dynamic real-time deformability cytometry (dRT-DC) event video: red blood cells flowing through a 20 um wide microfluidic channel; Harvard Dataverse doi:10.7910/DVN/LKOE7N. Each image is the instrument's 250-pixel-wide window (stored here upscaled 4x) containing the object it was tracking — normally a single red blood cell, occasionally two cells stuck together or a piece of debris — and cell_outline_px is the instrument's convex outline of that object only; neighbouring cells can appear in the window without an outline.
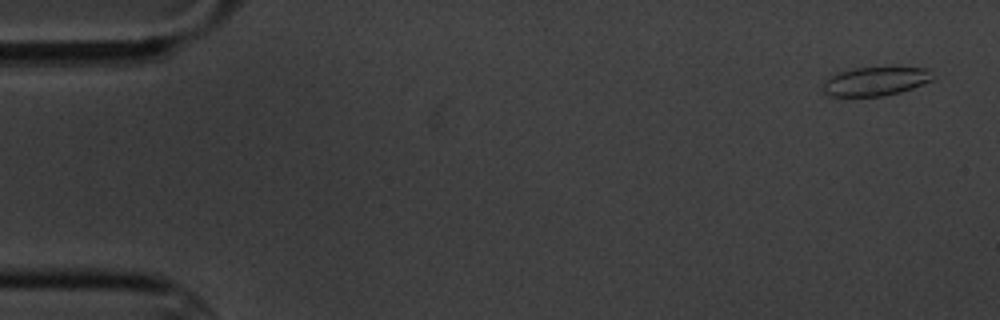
{"species": "common noctule bat (a hibernating species)", "species_latin": "Nyctalus noctula", "temperature_condition": "cold", "stored_images_in_passage": 4, "camera_frame_rate_fps": 3000, "um_per_image_px": 0.085, "animal": {"sex": "male", "body_mass_g": 20.1, "forearm_length_mm": 53.5}, "frame": {"image": 1, "passage_image": 1, "time_ms": 0.0, "image_size_px": [1000, 320], "cell_outline_px": [[932, 80], [912, 88], [900, 92], [880, 96], [828, 96], [824, 92], [820, 84], [828, 76], [840, 72], [856, 68], [892, 64], [928, 68]], "centroid_in_image_um": [74.4, 6.86], "position_along_channel_um": 10.6, "area_um2": 19.25}}
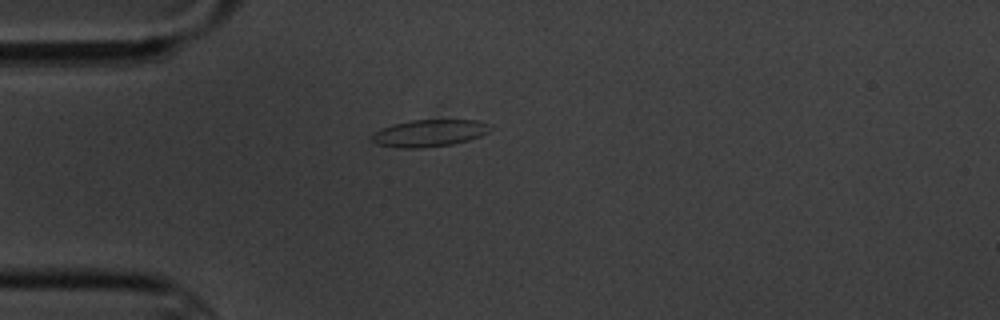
{"frame": {"image": 2, "passage_image": 4, "time_ms": 4.333, "image_size_px": [1000, 320], "cell_outline_px": [[488, 132], [480, 136], [468, 140], [452, 144], [424, 148], [396, 148], [376, 144], [372, 140], [372, 136], [380, 128], [412, 120], [476, 120], [488, 124]], "centroid_in_image_um": [36.45, 11.33], "position_along_channel_um": 48.5, "area_um2": 18.44}}